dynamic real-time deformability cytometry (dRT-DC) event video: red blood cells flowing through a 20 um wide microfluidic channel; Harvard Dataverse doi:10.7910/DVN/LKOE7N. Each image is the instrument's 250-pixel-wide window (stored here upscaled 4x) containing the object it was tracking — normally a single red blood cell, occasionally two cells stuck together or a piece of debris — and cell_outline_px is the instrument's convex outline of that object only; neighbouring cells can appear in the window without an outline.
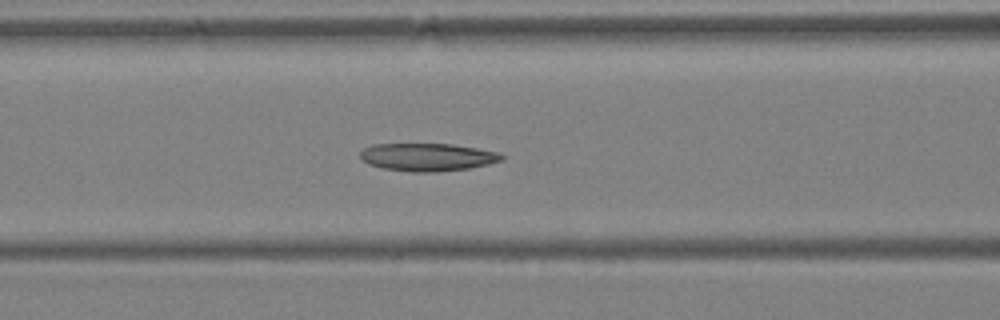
{"species": "Egyptian fruit bat (a non-hibernating species)", "species_latin": "Rousettus aegyptiacus", "temperature_condition": "warm", "stored_images_in_passage": 33, "camera_frame_rate_fps": 3000, "um_per_image_px": 0.085, "animal": {"sex": "female"}, "frame": {"image": 1, "passage_image": 17, "time_ms": 5.333, "image_size_px": [1000, 320], "cell_outline_px": [[504, 160], [488, 164], [468, 168], [436, 172], [412, 172], [384, 168], [368, 164], [360, 156], [360, 152], [364, 148], [372, 144], [452, 144], [476, 148], [496, 152], [504, 156]], "centroid_in_image_um": [36.33, 13.35], "position_along_channel_um": 130.3, "area_um2": 22.77}}
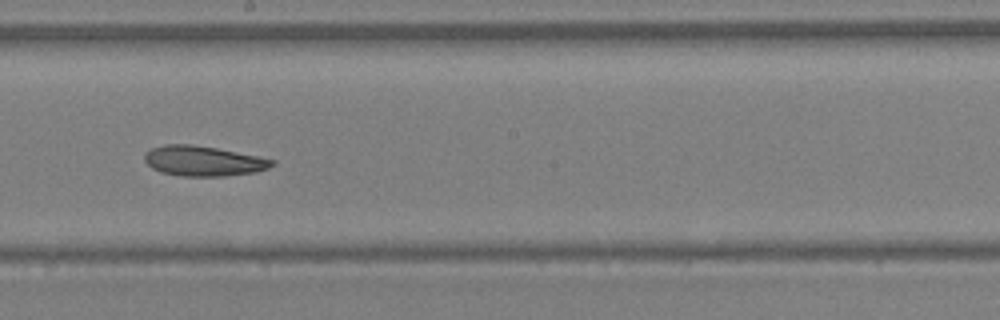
{"frame": {"image": 2, "passage_image": 23, "time_ms": 7.333, "image_size_px": [1000, 320], "cell_outline_px": [[276, 164], [268, 168], [256, 172], [224, 176], [180, 176], [160, 172], [152, 168], [144, 160], [144, 152], [152, 148], [164, 144], [192, 144], [216, 148], [276, 160]], "centroid_in_image_um": [17.26, 13.68], "position_along_channel_um": 230.9, "area_um2": 22.43}}
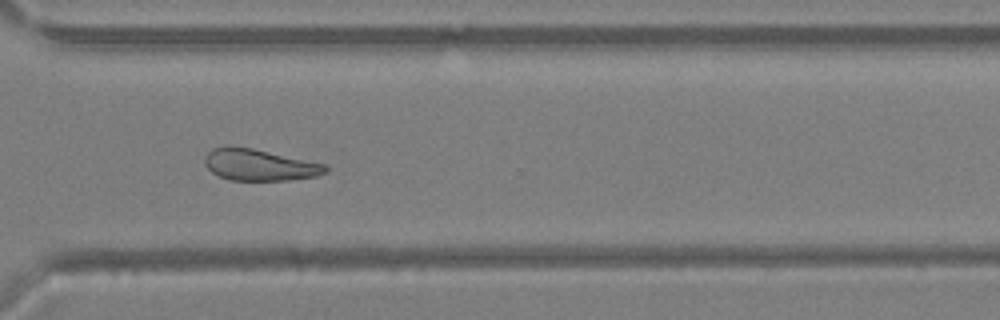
{"frame": {"image": 3, "passage_image": 30, "time_ms": 9.667, "image_size_px": [1000, 320], "cell_outline_px": [[328, 172], [316, 176], [288, 180], [232, 180], [220, 176], [212, 172], [204, 164], [204, 156], [212, 148], [224, 144], [232, 144], [252, 148], [328, 164]], "centroid_in_image_um": [22.04, 13.98], "position_along_channel_um": 348.6, "area_um2": 22.6}}